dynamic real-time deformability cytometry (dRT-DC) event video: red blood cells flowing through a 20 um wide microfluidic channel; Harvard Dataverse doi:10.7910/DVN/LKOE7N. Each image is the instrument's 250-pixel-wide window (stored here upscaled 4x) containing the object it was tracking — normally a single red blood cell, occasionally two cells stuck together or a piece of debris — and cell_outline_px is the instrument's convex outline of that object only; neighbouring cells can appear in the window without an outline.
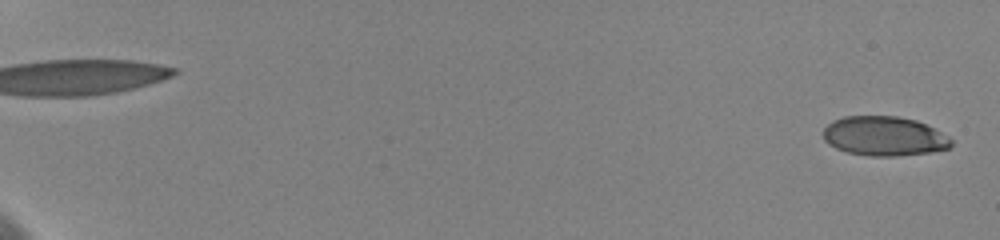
{"species": "human", "species_latin": "Homo sapiens", "temperature_condition": "cold", "stored_images_in_passage": 13, "camera_frame_rate_fps": 3000, "um_per_image_px": 0.085, "donor": {"sex": "female"}, "frame": {"image": 1, "passage_image": 1, "time_ms": 0.0, "image_size_px": [1000, 240], "cell_outline_px": [[952, 144], [948, 148], [928, 152], [896, 156], [868, 156], [848, 152], [836, 148], [828, 144], [824, 140], [824, 128], [832, 120], [844, 116], [896, 116], [916, 120], [948, 136], [952, 140]], "centroid_in_image_um": [75.12, 11.57], "position_along_channel_um": 9.9, "area_um2": 29.25}}
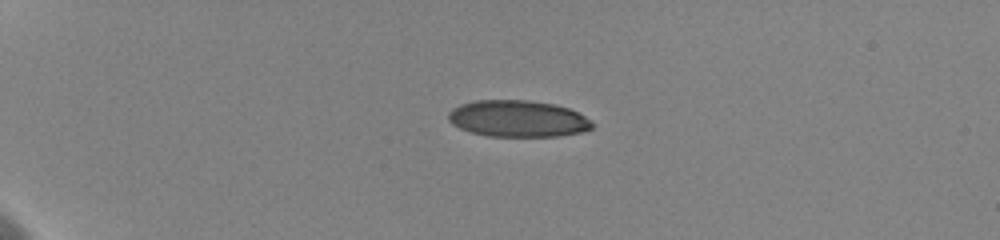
{"frame": {"image": 2, "passage_image": 9, "time_ms": 5.0, "image_size_px": [1000, 240], "cell_outline_px": [[592, 128], [584, 132], [556, 136], [488, 136], [472, 132], [460, 128], [452, 124], [448, 120], [448, 112], [452, 108], [460, 104], [476, 100], [528, 100], [556, 104], [568, 108], [584, 116], [592, 124]], "centroid_in_image_um": [43.98, 10.08], "position_along_channel_um": 41.0, "area_um2": 30.63}}